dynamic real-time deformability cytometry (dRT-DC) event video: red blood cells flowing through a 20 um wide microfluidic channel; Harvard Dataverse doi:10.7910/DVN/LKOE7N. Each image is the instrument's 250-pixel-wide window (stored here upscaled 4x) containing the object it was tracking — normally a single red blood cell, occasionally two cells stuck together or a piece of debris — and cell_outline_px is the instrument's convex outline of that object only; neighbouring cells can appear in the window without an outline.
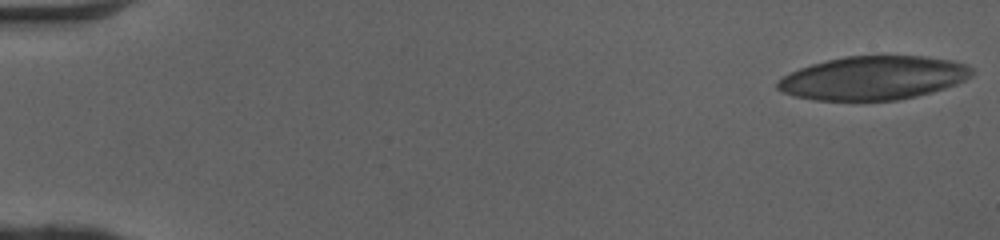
{"species": "human", "species_latin": "Homo sapiens", "temperature_condition": "cold", "stored_images_in_passage": 51, "camera_frame_rate_fps": 3000, "um_per_image_px": 0.085, "donor": {"sex": "female"}, "frame": {"image": 1, "passage_image": 1, "time_ms": 0.0, "image_size_px": [1000, 240], "cell_outline_px": [[972, 76], [956, 84], [932, 92], [916, 96], [896, 100], [816, 100], [796, 96], [784, 92], [776, 88], [776, 80], [800, 68], [812, 64], [844, 56], [924, 56], [952, 60], [964, 64], [972, 68]], "centroid_in_image_um": [74.24, 6.62], "position_along_channel_um": 10.8, "area_um2": 49.13}}
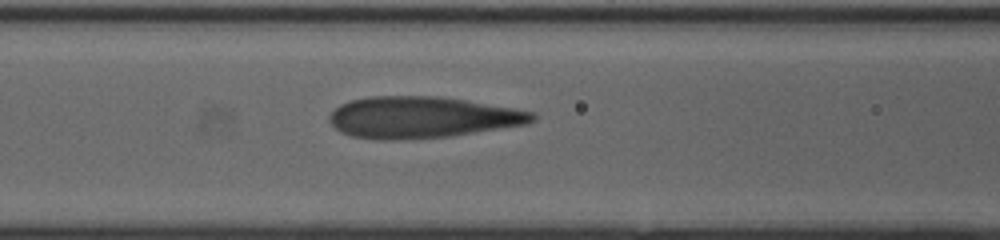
{"frame": {"image": 2, "passage_image": 22, "time_ms": 7.0, "image_size_px": [1000, 240], "cell_outline_px": [[536, 120], [528, 124], [452, 136], [392, 140], [380, 140], [352, 136], [340, 132], [328, 120], [328, 116], [340, 104], [348, 100], [368, 96], [436, 96], [464, 100], [516, 108], [536, 112]], "centroid_in_image_um": [35.88, 9.97], "position_along_channel_um": 130.7, "area_um2": 49.3}}
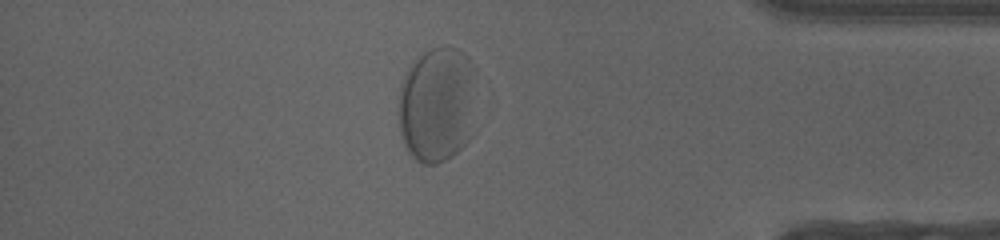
{"frame": {"image": 3, "passage_image": 44, "time_ms": 14.333, "image_size_px": [1000, 240], "cell_outline_px": [[476, 72], [468, 140], [452, 156], [436, 164], [424, 164], [416, 160], [408, 152], [400, 136], [400, 84], [404, 72], [412, 60], [424, 52], [432, 48], [456, 48], [468, 56], [476, 68]], "centroid_in_image_um": [37.12, 8.85], "position_along_channel_um": 398.1, "area_um2": 52.42}, "authors_computed_cell_mechanics": {"area_um2": 49.8236, "velocity_mm_per_s": 3.9796, "shape_relaxation_time_tau1_ms": 3.4507, "shape_relaxation_time_tau2_ms": 0.8557, "deformation_change_tau1": 0.1462, "deformation_change_tau2": 0.0968}}